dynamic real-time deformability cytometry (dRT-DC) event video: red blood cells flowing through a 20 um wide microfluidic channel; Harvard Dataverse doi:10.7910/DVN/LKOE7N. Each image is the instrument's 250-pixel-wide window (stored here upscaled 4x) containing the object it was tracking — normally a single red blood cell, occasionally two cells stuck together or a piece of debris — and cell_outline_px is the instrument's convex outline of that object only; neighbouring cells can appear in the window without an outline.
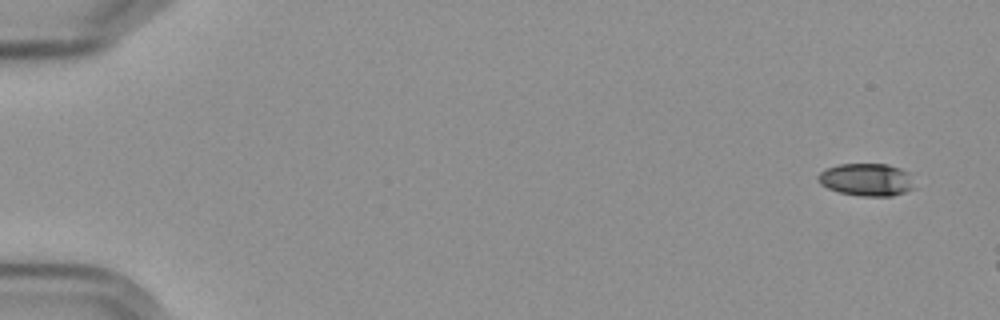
{"species": "Egyptian fruit bat (a non-hibernating species)", "species_latin": "Rousettus aegyptiacus", "temperature_condition": "cold", "stored_images_in_passage": 5, "camera_frame_rate_fps": 3000, "um_per_image_px": 0.085, "frame": {"image": 1, "passage_image": 1, "time_ms": 0.0, "image_size_px": [1000, 320], "cell_outline_px": [[912, 188], [904, 192], [892, 196], [860, 196], [840, 192], [828, 188], [820, 184], [816, 176], [820, 172], [828, 168], [840, 164], [888, 164], [900, 168], [908, 172]], "centroid_in_image_um": [73.61, 15.27], "position_along_channel_um": 11.4, "area_um2": 18.03}}